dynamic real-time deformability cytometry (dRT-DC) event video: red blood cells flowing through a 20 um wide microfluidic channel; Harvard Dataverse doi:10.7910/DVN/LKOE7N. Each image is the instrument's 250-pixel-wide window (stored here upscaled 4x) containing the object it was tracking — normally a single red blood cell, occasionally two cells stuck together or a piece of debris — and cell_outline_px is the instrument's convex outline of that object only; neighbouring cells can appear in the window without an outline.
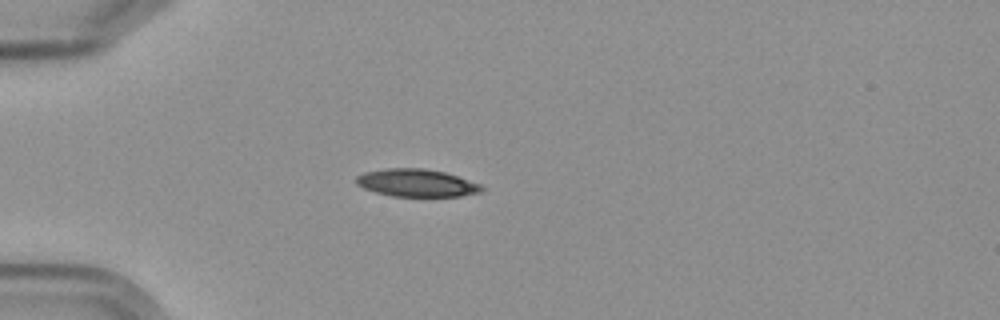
{"species": "Egyptian fruit bat (a non-hibernating species)", "species_latin": "Rousettus aegyptiacus", "temperature_condition": "cold", "stored_images_in_passage": 6, "camera_frame_rate_fps": 3000, "um_per_image_px": 0.085, "frame": {"image": 1, "passage_image": 4, "time_ms": 3.333, "image_size_px": [1000, 320], "cell_outline_px": [[484, 188], [480, 192], [460, 196], [392, 196], [376, 192], [364, 188], [356, 184], [356, 176], [364, 172], [384, 168], [424, 168], [444, 172], [480, 184]], "centroid_in_image_um": [35.37, 15.54], "position_along_channel_um": 49.6, "area_um2": 20.06}}
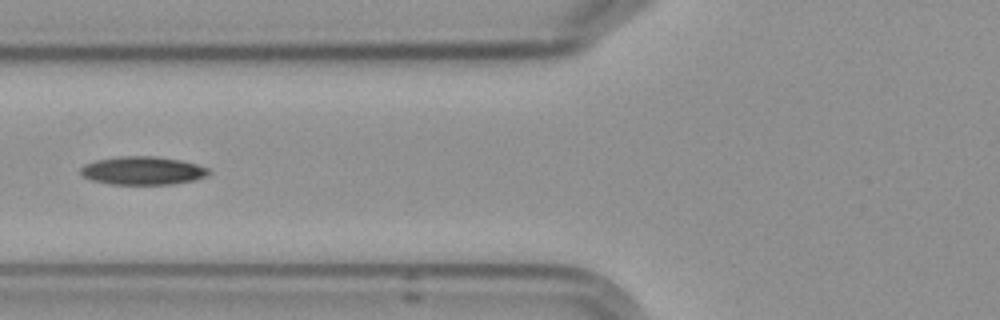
{"frame": {"image": 2, "passage_image": 6, "time_ms": 5.667, "image_size_px": [1000, 320], "cell_outline_px": [[212, 172], [208, 176], [196, 180], [172, 184], [112, 184], [92, 180], [84, 176], [80, 172], [80, 168], [84, 164], [96, 160], [120, 156], [156, 156], [180, 160], [196, 164], [208, 168]], "centroid_in_image_um": [12.16, 14.5], "position_along_channel_um": 113.6, "area_um2": 21.15}}